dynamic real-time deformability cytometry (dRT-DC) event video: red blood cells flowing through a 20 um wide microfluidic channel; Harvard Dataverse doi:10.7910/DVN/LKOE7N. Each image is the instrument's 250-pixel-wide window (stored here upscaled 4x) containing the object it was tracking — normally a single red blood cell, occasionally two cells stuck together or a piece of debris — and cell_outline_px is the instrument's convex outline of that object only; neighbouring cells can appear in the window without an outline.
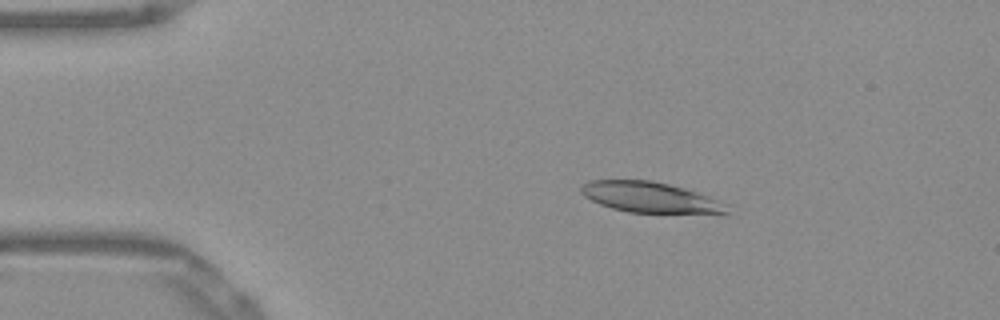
{"species": "Egyptian fruit bat (a non-hibernating species)", "species_latin": "Rousettus aegyptiacus", "temperature_condition": "warm", "stored_images_in_passage": 52, "camera_frame_rate_fps": 3000, "um_per_image_px": 0.085, "frame": {"image": 1, "passage_image": 9, "time_ms": 2.667, "image_size_px": [1000, 320], "cell_outline_px": [[728, 216], [724, 216], [628, 212], [612, 208], [600, 204], [584, 196], [580, 192], [580, 188], [588, 180], [652, 180], [684, 188], [696, 192], [728, 204]], "centroid_in_image_um": [55.39, 16.82], "position_along_channel_um": 29.6, "area_um2": 26.88}}
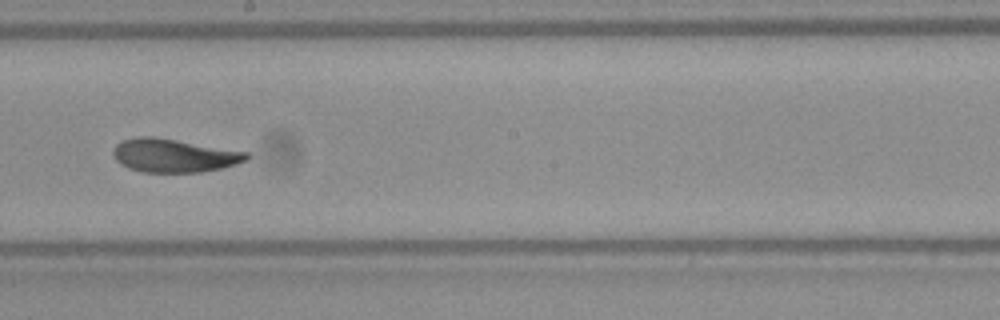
{"frame": {"image": 2, "passage_image": 29, "time_ms": 9.333, "image_size_px": [1000, 320], "cell_outline_px": [[252, 156], [248, 160], [220, 168], [200, 172], [144, 172], [128, 168], [120, 164], [112, 156], [112, 148], [116, 144], [124, 140], [136, 136], [152, 136], [248, 152]], "centroid_in_image_um": [14.75, 13.22], "position_along_channel_um": 233.5, "area_um2": 25.95}}
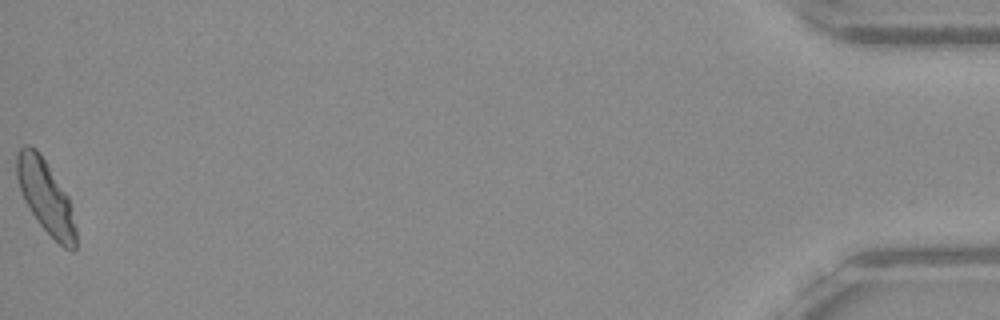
{"frame": {"image": 3, "passage_image": 52, "time_ms": 17.0, "image_size_px": [1000, 320], "cell_outline_px": [[76, 248], [72, 252], [64, 248], [40, 224], [24, 200], [16, 176], [16, 152], [24, 144], [28, 144], [36, 148], [48, 164], [68, 196], [76, 228]], "centroid_in_image_um": [3.88, 16.68], "position_along_channel_um": 431.3, "area_um2": 25.03}, "authors_computed_cell_mechanics": {"area_um2": 26.1256, "velocity_mm_per_s": 3.8757, "shape_relaxation_time_tau1_ms": 4.3778, "shape_relaxation_time_tau2_ms": 1.7547, "deformation_change_tau1": 0.1716, "deformation_change_tau2": 0.0743}}